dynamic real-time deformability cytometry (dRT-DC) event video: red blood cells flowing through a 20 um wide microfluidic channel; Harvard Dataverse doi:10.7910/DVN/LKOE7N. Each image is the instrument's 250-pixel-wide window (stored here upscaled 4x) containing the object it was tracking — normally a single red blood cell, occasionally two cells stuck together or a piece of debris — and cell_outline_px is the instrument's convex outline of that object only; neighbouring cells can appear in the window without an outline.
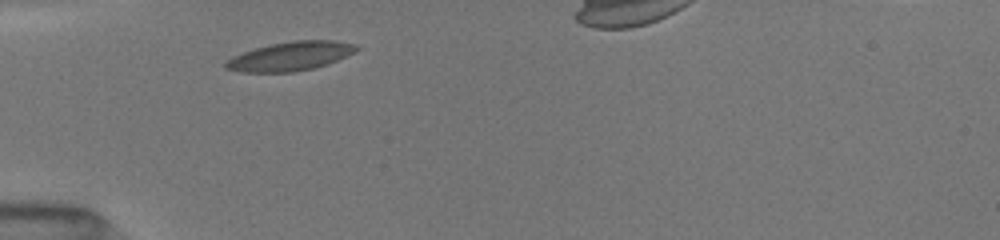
{"species": "common noctule bat (a hibernating species)", "species_latin": "Nyctalus noctula", "temperature_condition": "room temperature", "stored_images_in_passage": 6, "camera_frame_rate_fps": 3000, "um_per_image_px": 0.085, "animal": {"sex": "female", "body_mass_g": 19.5, "forearm_length_mm": 54.1}, "frame": {"image": 1, "passage_image": 1, "time_ms": 0.0, "image_size_px": [1000, 240], "cell_outline_px": [[360, 48], [356, 52], [328, 64], [312, 68], [292, 72], [240, 72], [224, 68], [224, 64], [232, 56], [256, 48], [272, 44], [296, 40], [332, 40], [356, 44]], "centroid_in_image_um": [24.71, 4.78], "position_along_channel_um": 60.3, "area_um2": 21.96}}
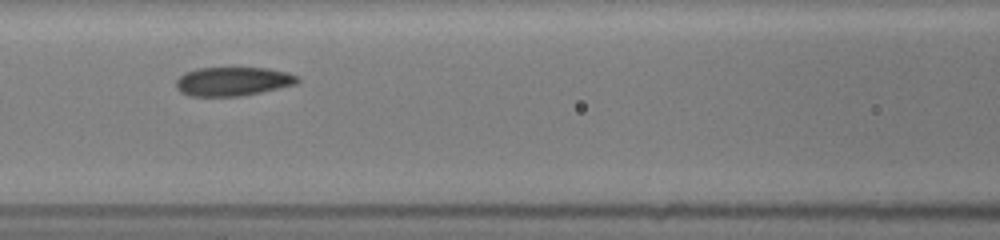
{"frame": {"image": 2, "passage_image": 3, "time_ms": 2.333, "image_size_px": [1000, 240], "cell_outline_px": [[300, 80], [296, 84], [280, 88], [244, 96], [192, 96], [180, 92], [176, 88], [176, 80], [184, 72], [196, 68], [268, 68], [288, 72], [300, 76]], "centroid_in_image_um": [19.82, 6.92], "position_along_channel_um": 146.8, "area_um2": 20.69}}
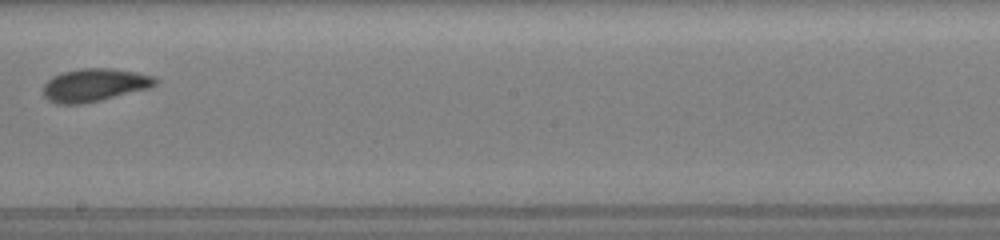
{"frame": {"image": 3, "passage_image": 5, "time_ms": 4.667, "image_size_px": [1000, 240], "cell_outline_px": [[160, 80], [152, 88], [100, 100], [80, 104], [56, 104], [48, 100], [44, 96], [44, 84], [52, 76], [60, 72], [80, 68], [108, 68], [136, 72], [152, 76]], "centroid_in_image_um": [8.04, 7.22], "position_along_channel_um": 240.2, "area_um2": 21.68}}